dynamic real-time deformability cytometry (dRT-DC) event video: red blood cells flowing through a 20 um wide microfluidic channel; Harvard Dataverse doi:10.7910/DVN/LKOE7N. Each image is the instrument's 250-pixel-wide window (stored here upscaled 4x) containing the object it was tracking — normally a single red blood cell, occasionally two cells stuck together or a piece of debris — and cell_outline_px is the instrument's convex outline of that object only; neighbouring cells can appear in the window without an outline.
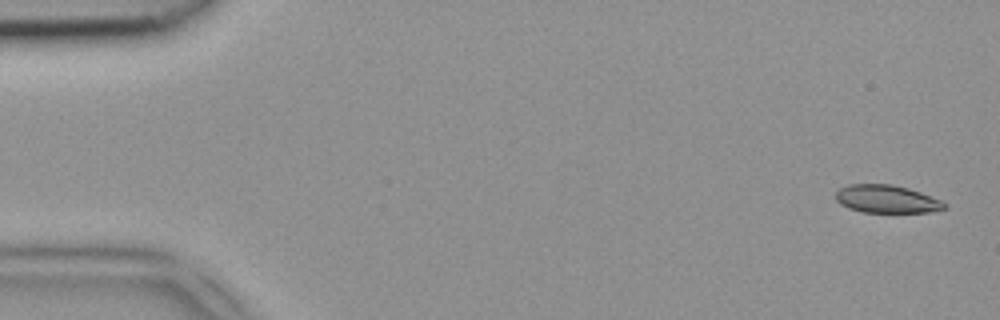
{"species": "common noctule bat (a hibernating species)", "species_latin": "Nyctalus noctula", "temperature_condition": "room temperature", "stored_images_in_passage": 48, "camera_frame_rate_fps": 3000, "um_per_image_px": 0.085, "animal": {"sex": "female", "body_mass_g": 18.4}, "frame": {"image": 1, "passage_image": 2, "time_ms": 0.333, "image_size_px": [1000, 320], "cell_outline_px": [[948, 208], [928, 212], [860, 212], [848, 208], [840, 204], [836, 200], [836, 192], [840, 188], [848, 184], [892, 184], [908, 188], [920, 192], [940, 200], [948, 204]], "centroid_in_image_um": [75.36, 16.92], "position_along_channel_um": 9.6, "area_um2": 17.74}}
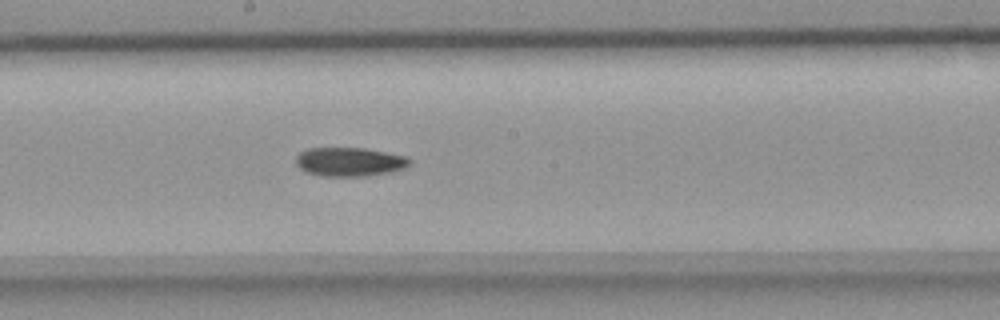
{"frame": {"image": 2, "passage_image": 26, "time_ms": 8.333, "image_size_px": [1000, 320], "cell_outline_px": [[412, 164], [404, 168], [392, 172], [368, 176], [324, 176], [308, 172], [300, 168], [296, 164], [296, 156], [300, 152], [308, 148], [364, 148], [408, 156], [412, 160]], "centroid_in_image_um": [29.77, 13.75], "position_along_channel_um": 218.4, "area_um2": 19.31}}
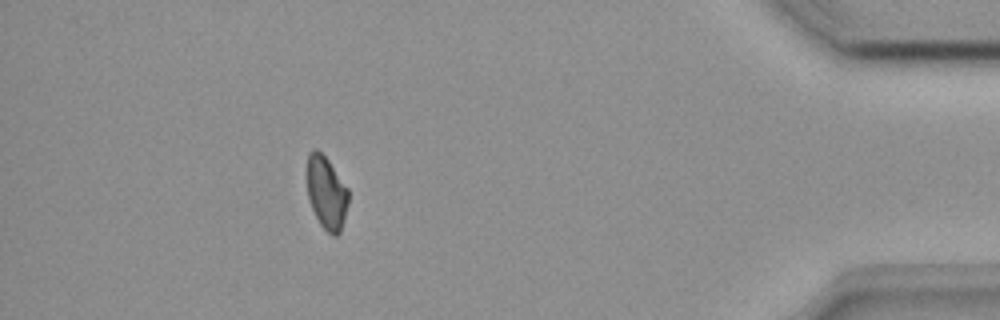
{"frame": {"image": 3, "passage_image": 43, "time_ms": 14.0, "image_size_px": [1000, 320], "cell_outline_px": [[348, 204], [344, 220], [340, 232], [336, 236], [332, 236], [320, 224], [312, 208], [308, 196], [308, 152], [312, 148], [316, 148], [328, 160], [348, 188]], "centroid_in_image_um": [27.76, 16.39], "position_along_channel_um": 407.4, "area_um2": 17.4}}